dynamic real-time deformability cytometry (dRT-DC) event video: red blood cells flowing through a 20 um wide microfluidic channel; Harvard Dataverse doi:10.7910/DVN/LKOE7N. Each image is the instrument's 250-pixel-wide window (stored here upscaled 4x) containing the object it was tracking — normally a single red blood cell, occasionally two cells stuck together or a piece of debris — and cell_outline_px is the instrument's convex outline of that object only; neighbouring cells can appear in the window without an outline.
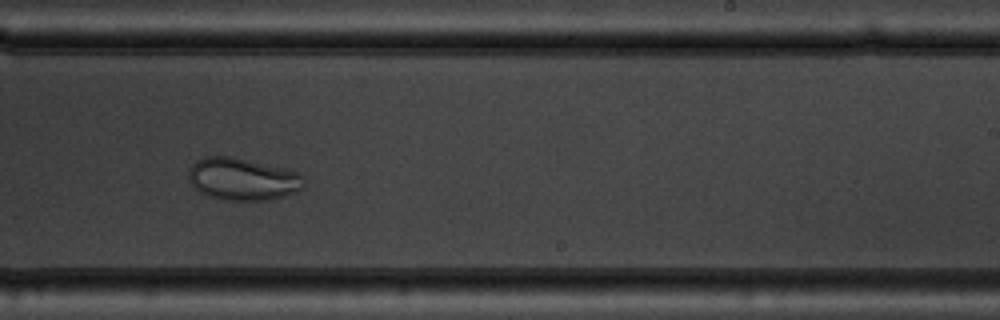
{"species": "common noctule bat (a hibernating species)", "species_latin": "Nyctalus noctula", "temperature_condition": "warm", "stored_images_in_passage": 48, "camera_frame_rate_fps": 3000, "um_per_image_px": 0.085, "animal": {"sex": "male", "body_mass_g": 19.5, "forearm_length_mm": 54.6}, "frame": {"image": 1, "passage_image": 28, "time_ms": 9.0, "image_size_px": [1000, 320], "cell_outline_px": [[304, 184], [300, 188], [284, 196], [272, 200], [224, 200], [208, 196], [200, 192], [188, 180], [188, 172], [192, 164], [196, 160], [204, 156], [228, 156], [284, 168], [296, 172], [304, 176]], "centroid_in_image_um": [20.58, 15.22], "position_along_channel_um": 268.4, "area_um2": 28.26}}
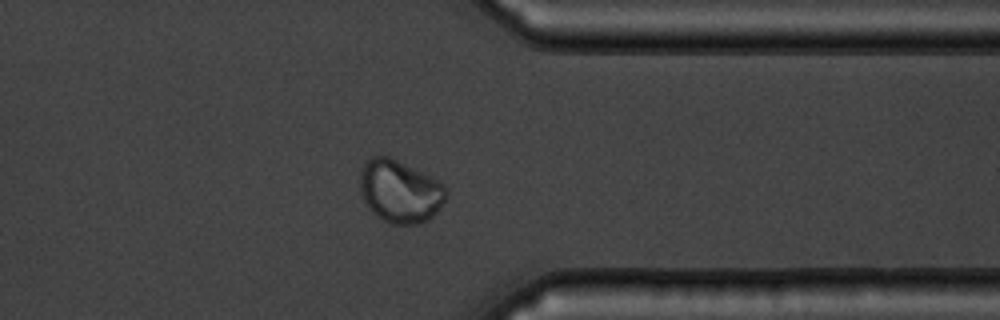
{"frame": {"image": 2, "passage_image": 37, "time_ms": 12.0, "image_size_px": [1000, 320], "cell_outline_px": [[448, 196], [436, 212], [428, 220], [416, 224], [392, 224], [376, 216], [364, 204], [360, 188], [360, 168], [372, 156], [388, 156], [444, 184], [448, 188]], "centroid_in_image_um": [33.98, 16.28], "position_along_channel_um": 377.4, "area_um2": 31.33}}
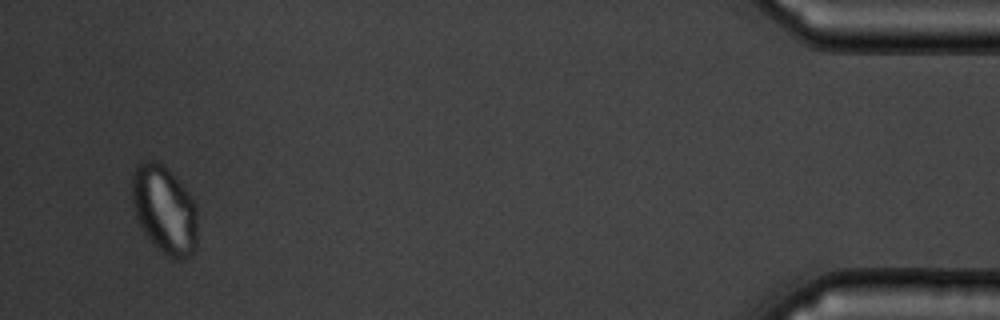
{"frame": {"image": 3, "passage_image": 46, "time_ms": 15.0, "image_size_px": [1000, 320], "cell_outline_px": [[196, 248], [188, 256], [176, 260], [172, 260], [156, 248], [140, 228], [132, 204], [132, 176], [136, 164], [140, 160], [156, 160], [184, 188], [192, 200], [196, 208]], "centroid_in_image_um": [13.93, 17.86], "position_along_channel_um": 421.3, "area_um2": 33.41}}